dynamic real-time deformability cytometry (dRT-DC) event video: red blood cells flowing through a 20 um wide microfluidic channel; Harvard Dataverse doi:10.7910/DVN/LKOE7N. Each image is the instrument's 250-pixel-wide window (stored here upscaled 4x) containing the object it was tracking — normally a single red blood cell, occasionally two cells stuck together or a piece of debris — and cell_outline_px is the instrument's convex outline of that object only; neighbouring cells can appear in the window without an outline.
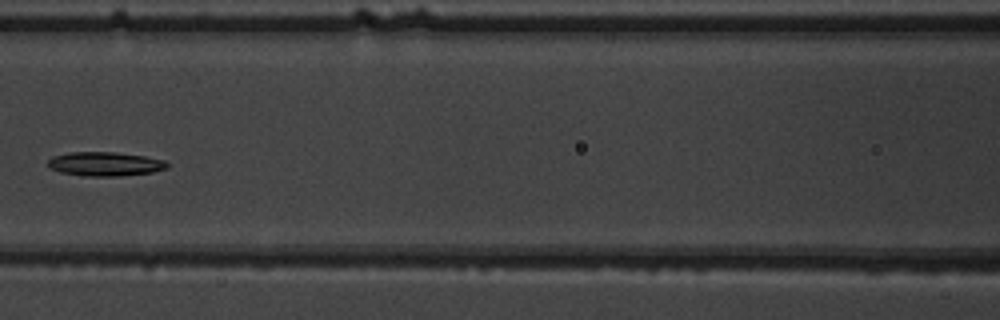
{"species": "common noctule bat (a hibernating species)", "species_latin": "Nyctalus noctula", "temperature_condition": "warm", "stored_images_in_passage": 6, "camera_frame_rate_fps": 3000, "um_per_image_px": 0.085, "animal": {"sex": "male", "body_mass_g": 19.5, "forearm_length_mm": 54.6}, "frame": {"image": 1, "passage_image": 6, "time_ms": 6.0, "image_size_px": [1000, 320], "cell_outline_px": [[168, 168], [152, 172], [120, 176], [84, 176], [60, 172], [48, 168], [48, 160], [52, 156], [68, 152], [112, 152], [144, 156], [164, 160], [168, 164]], "centroid_in_image_um": [8.89, 13.94], "position_along_channel_um": 157.7, "area_um2": 16.76}}